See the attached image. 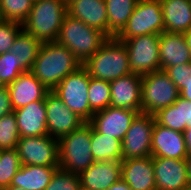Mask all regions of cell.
<instances>
[{"instance_id":"obj_46","label":"cell","mask_w":191,"mask_h":190,"mask_svg":"<svg viewBox=\"0 0 191 190\" xmlns=\"http://www.w3.org/2000/svg\"><path fill=\"white\" fill-rule=\"evenodd\" d=\"M184 190H191V186L189 185V186L186 187Z\"/></svg>"},{"instance_id":"obj_31","label":"cell","mask_w":191,"mask_h":190,"mask_svg":"<svg viewBox=\"0 0 191 190\" xmlns=\"http://www.w3.org/2000/svg\"><path fill=\"white\" fill-rule=\"evenodd\" d=\"M21 166V159L16 148L0 150V189L10 186L12 178Z\"/></svg>"},{"instance_id":"obj_11","label":"cell","mask_w":191,"mask_h":190,"mask_svg":"<svg viewBox=\"0 0 191 190\" xmlns=\"http://www.w3.org/2000/svg\"><path fill=\"white\" fill-rule=\"evenodd\" d=\"M155 117L139 113L122 140V161L152 156L151 142Z\"/></svg>"},{"instance_id":"obj_40","label":"cell","mask_w":191,"mask_h":190,"mask_svg":"<svg viewBox=\"0 0 191 190\" xmlns=\"http://www.w3.org/2000/svg\"><path fill=\"white\" fill-rule=\"evenodd\" d=\"M184 138L188 155H191V126L185 129Z\"/></svg>"},{"instance_id":"obj_2","label":"cell","mask_w":191,"mask_h":190,"mask_svg":"<svg viewBox=\"0 0 191 190\" xmlns=\"http://www.w3.org/2000/svg\"><path fill=\"white\" fill-rule=\"evenodd\" d=\"M83 66L92 78L109 82L132 73L126 46L116 37L107 38Z\"/></svg>"},{"instance_id":"obj_43","label":"cell","mask_w":191,"mask_h":190,"mask_svg":"<svg viewBox=\"0 0 191 190\" xmlns=\"http://www.w3.org/2000/svg\"><path fill=\"white\" fill-rule=\"evenodd\" d=\"M3 190H25V189L18 187V186H8V187L4 188Z\"/></svg>"},{"instance_id":"obj_41","label":"cell","mask_w":191,"mask_h":190,"mask_svg":"<svg viewBox=\"0 0 191 190\" xmlns=\"http://www.w3.org/2000/svg\"><path fill=\"white\" fill-rule=\"evenodd\" d=\"M183 37H184L187 47L189 48V50L191 52V29L187 32H184Z\"/></svg>"},{"instance_id":"obj_7","label":"cell","mask_w":191,"mask_h":190,"mask_svg":"<svg viewBox=\"0 0 191 190\" xmlns=\"http://www.w3.org/2000/svg\"><path fill=\"white\" fill-rule=\"evenodd\" d=\"M90 77L88 70L82 65L64 78L53 90L64 104L85 122H89L95 113L88 102Z\"/></svg>"},{"instance_id":"obj_32","label":"cell","mask_w":191,"mask_h":190,"mask_svg":"<svg viewBox=\"0 0 191 190\" xmlns=\"http://www.w3.org/2000/svg\"><path fill=\"white\" fill-rule=\"evenodd\" d=\"M20 132L14 111L0 118V150L17 147Z\"/></svg>"},{"instance_id":"obj_10","label":"cell","mask_w":191,"mask_h":190,"mask_svg":"<svg viewBox=\"0 0 191 190\" xmlns=\"http://www.w3.org/2000/svg\"><path fill=\"white\" fill-rule=\"evenodd\" d=\"M16 149L22 165L59 167V142L49 135L20 137Z\"/></svg>"},{"instance_id":"obj_3","label":"cell","mask_w":191,"mask_h":190,"mask_svg":"<svg viewBox=\"0 0 191 190\" xmlns=\"http://www.w3.org/2000/svg\"><path fill=\"white\" fill-rule=\"evenodd\" d=\"M67 14L63 0H34L23 30L42 42L56 41Z\"/></svg>"},{"instance_id":"obj_20","label":"cell","mask_w":191,"mask_h":190,"mask_svg":"<svg viewBox=\"0 0 191 190\" xmlns=\"http://www.w3.org/2000/svg\"><path fill=\"white\" fill-rule=\"evenodd\" d=\"M14 113L20 137L48 135L45 101H33Z\"/></svg>"},{"instance_id":"obj_23","label":"cell","mask_w":191,"mask_h":190,"mask_svg":"<svg viewBox=\"0 0 191 190\" xmlns=\"http://www.w3.org/2000/svg\"><path fill=\"white\" fill-rule=\"evenodd\" d=\"M164 31L184 33L191 29V0H160Z\"/></svg>"},{"instance_id":"obj_45","label":"cell","mask_w":191,"mask_h":190,"mask_svg":"<svg viewBox=\"0 0 191 190\" xmlns=\"http://www.w3.org/2000/svg\"><path fill=\"white\" fill-rule=\"evenodd\" d=\"M4 87H6L3 83H2V81L0 80V89L1 88H4Z\"/></svg>"},{"instance_id":"obj_44","label":"cell","mask_w":191,"mask_h":190,"mask_svg":"<svg viewBox=\"0 0 191 190\" xmlns=\"http://www.w3.org/2000/svg\"><path fill=\"white\" fill-rule=\"evenodd\" d=\"M66 7H68L72 2L76 1V0H63Z\"/></svg>"},{"instance_id":"obj_1","label":"cell","mask_w":191,"mask_h":190,"mask_svg":"<svg viewBox=\"0 0 191 190\" xmlns=\"http://www.w3.org/2000/svg\"><path fill=\"white\" fill-rule=\"evenodd\" d=\"M82 65L68 48L51 41L43 42L30 71L48 91H53L64 78Z\"/></svg>"},{"instance_id":"obj_16","label":"cell","mask_w":191,"mask_h":190,"mask_svg":"<svg viewBox=\"0 0 191 190\" xmlns=\"http://www.w3.org/2000/svg\"><path fill=\"white\" fill-rule=\"evenodd\" d=\"M142 76L130 73L109 82L110 107L133 109L141 112Z\"/></svg>"},{"instance_id":"obj_6","label":"cell","mask_w":191,"mask_h":190,"mask_svg":"<svg viewBox=\"0 0 191 190\" xmlns=\"http://www.w3.org/2000/svg\"><path fill=\"white\" fill-rule=\"evenodd\" d=\"M180 96L177 86L164 70L143 75L141 81V113L155 115L172 105Z\"/></svg>"},{"instance_id":"obj_30","label":"cell","mask_w":191,"mask_h":190,"mask_svg":"<svg viewBox=\"0 0 191 190\" xmlns=\"http://www.w3.org/2000/svg\"><path fill=\"white\" fill-rule=\"evenodd\" d=\"M111 89L109 81L90 77L88 87V102L94 111L104 110L110 106Z\"/></svg>"},{"instance_id":"obj_29","label":"cell","mask_w":191,"mask_h":190,"mask_svg":"<svg viewBox=\"0 0 191 190\" xmlns=\"http://www.w3.org/2000/svg\"><path fill=\"white\" fill-rule=\"evenodd\" d=\"M34 0H0V20L23 24L29 16Z\"/></svg>"},{"instance_id":"obj_36","label":"cell","mask_w":191,"mask_h":190,"mask_svg":"<svg viewBox=\"0 0 191 190\" xmlns=\"http://www.w3.org/2000/svg\"><path fill=\"white\" fill-rule=\"evenodd\" d=\"M164 71L180 92L185 87V83L191 79V62L173 67H166Z\"/></svg>"},{"instance_id":"obj_38","label":"cell","mask_w":191,"mask_h":190,"mask_svg":"<svg viewBox=\"0 0 191 190\" xmlns=\"http://www.w3.org/2000/svg\"><path fill=\"white\" fill-rule=\"evenodd\" d=\"M180 97L191 101V79L185 83V87L180 91Z\"/></svg>"},{"instance_id":"obj_18","label":"cell","mask_w":191,"mask_h":190,"mask_svg":"<svg viewBox=\"0 0 191 190\" xmlns=\"http://www.w3.org/2000/svg\"><path fill=\"white\" fill-rule=\"evenodd\" d=\"M121 179L131 190H156L153 157L131 158L122 161Z\"/></svg>"},{"instance_id":"obj_22","label":"cell","mask_w":191,"mask_h":190,"mask_svg":"<svg viewBox=\"0 0 191 190\" xmlns=\"http://www.w3.org/2000/svg\"><path fill=\"white\" fill-rule=\"evenodd\" d=\"M160 70L191 62V52L186 45L183 33L163 31L159 40Z\"/></svg>"},{"instance_id":"obj_12","label":"cell","mask_w":191,"mask_h":190,"mask_svg":"<svg viewBox=\"0 0 191 190\" xmlns=\"http://www.w3.org/2000/svg\"><path fill=\"white\" fill-rule=\"evenodd\" d=\"M45 106L48 135L54 139L59 140L86 123L71 111L53 91L46 94Z\"/></svg>"},{"instance_id":"obj_25","label":"cell","mask_w":191,"mask_h":190,"mask_svg":"<svg viewBox=\"0 0 191 190\" xmlns=\"http://www.w3.org/2000/svg\"><path fill=\"white\" fill-rule=\"evenodd\" d=\"M58 168L22 165L12 178L10 186H18L25 190H44Z\"/></svg>"},{"instance_id":"obj_26","label":"cell","mask_w":191,"mask_h":190,"mask_svg":"<svg viewBox=\"0 0 191 190\" xmlns=\"http://www.w3.org/2000/svg\"><path fill=\"white\" fill-rule=\"evenodd\" d=\"M139 0H104L107 8L108 38L116 37L125 27Z\"/></svg>"},{"instance_id":"obj_28","label":"cell","mask_w":191,"mask_h":190,"mask_svg":"<svg viewBox=\"0 0 191 190\" xmlns=\"http://www.w3.org/2000/svg\"><path fill=\"white\" fill-rule=\"evenodd\" d=\"M42 44L41 40L22 30L15 38L9 52L30 71Z\"/></svg>"},{"instance_id":"obj_42","label":"cell","mask_w":191,"mask_h":190,"mask_svg":"<svg viewBox=\"0 0 191 190\" xmlns=\"http://www.w3.org/2000/svg\"><path fill=\"white\" fill-rule=\"evenodd\" d=\"M186 164H187V172H188V179H189V185L191 186V155H188L185 158Z\"/></svg>"},{"instance_id":"obj_17","label":"cell","mask_w":191,"mask_h":190,"mask_svg":"<svg viewBox=\"0 0 191 190\" xmlns=\"http://www.w3.org/2000/svg\"><path fill=\"white\" fill-rule=\"evenodd\" d=\"M122 160L95 161L80 174L81 190H105L121 179Z\"/></svg>"},{"instance_id":"obj_21","label":"cell","mask_w":191,"mask_h":190,"mask_svg":"<svg viewBox=\"0 0 191 190\" xmlns=\"http://www.w3.org/2000/svg\"><path fill=\"white\" fill-rule=\"evenodd\" d=\"M67 14L99 30L108 38L107 8L104 0H76L67 7Z\"/></svg>"},{"instance_id":"obj_14","label":"cell","mask_w":191,"mask_h":190,"mask_svg":"<svg viewBox=\"0 0 191 190\" xmlns=\"http://www.w3.org/2000/svg\"><path fill=\"white\" fill-rule=\"evenodd\" d=\"M156 190H184L189 186L185 159L153 157Z\"/></svg>"},{"instance_id":"obj_33","label":"cell","mask_w":191,"mask_h":190,"mask_svg":"<svg viewBox=\"0 0 191 190\" xmlns=\"http://www.w3.org/2000/svg\"><path fill=\"white\" fill-rule=\"evenodd\" d=\"M28 70L10 52L0 54V80L7 86L14 82L18 76Z\"/></svg>"},{"instance_id":"obj_35","label":"cell","mask_w":191,"mask_h":190,"mask_svg":"<svg viewBox=\"0 0 191 190\" xmlns=\"http://www.w3.org/2000/svg\"><path fill=\"white\" fill-rule=\"evenodd\" d=\"M22 30V24L7 20H0V54L9 52L15 38Z\"/></svg>"},{"instance_id":"obj_5","label":"cell","mask_w":191,"mask_h":190,"mask_svg":"<svg viewBox=\"0 0 191 190\" xmlns=\"http://www.w3.org/2000/svg\"><path fill=\"white\" fill-rule=\"evenodd\" d=\"M91 136L92 126L86 122L58 140L60 169L80 175L95 162L91 151Z\"/></svg>"},{"instance_id":"obj_4","label":"cell","mask_w":191,"mask_h":190,"mask_svg":"<svg viewBox=\"0 0 191 190\" xmlns=\"http://www.w3.org/2000/svg\"><path fill=\"white\" fill-rule=\"evenodd\" d=\"M106 39L107 37L99 30L66 14L56 42L68 48L83 64Z\"/></svg>"},{"instance_id":"obj_37","label":"cell","mask_w":191,"mask_h":190,"mask_svg":"<svg viewBox=\"0 0 191 190\" xmlns=\"http://www.w3.org/2000/svg\"><path fill=\"white\" fill-rule=\"evenodd\" d=\"M7 87L0 89V118L13 112Z\"/></svg>"},{"instance_id":"obj_15","label":"cell","mask_w":191,"mask_h":190,"mask_svg":"<svg viewBox=\"0 0 191 190\" xmlns=\"http://www.w3.org/2000/svg\"><path fill=\"white\" fill-rule=\"evenodd\" d=\"M152 157L185 159L188 156L184 133L174 131L158 124L155 125L151 142Z\"/></svg>"},{"instance_id":"obj_34","label":"cell","mask_w":191,"mask_h":190,"mask_svg":"<svg viewBox=\"0 0 191 190\" xmlns=\"http://www.w3.org/2000/svg\"><path fill=\"white\" fill-rule=\"evenodd\" d=\"M44 190H81L80 175L58 168Z\"/></svg>"},{"instance_id":"obj_39","label":"cell","mask_w":191,"mask_h":190,"mask_svg":"<svg viewBox=\"0 0 191 190\" xmlns=\"http://www.w3.org/2000/svg\"><path fill=\"white\" fill-rule=\"evenodd\" d=\"M105 190H131L125 181L120 179Z\"/></svg>"},{"instance_id":"obj_8","label":"cell","mask_w":191,"mask_h":190,"mask_svg":"<svg viewBox=\"0 0 191 190\" xmlns=\"http://www.w3.org/2000/svg\"><path fill=\"white\" fill-rule=\"evenodd\" d=\"M164 21L160 0H139L123 30L116 36L120 41L136 36L161 34Z\"/></svg>"},{"instance_id":"obj_13","label":"cell","mask_w":191,"mask_h":190,"mask_svg":"<svg viewBox=\"0 0 191 190\" xmlns=\"http://www.w3.org/2000/svg\"><path fill=\"white\" fill-rule=\"evenodd\" d=\"M141 112L117 107H107L95 112L88 122L98 133L123 140L135 117Z\"/></svg>"},{"instance_id":"obj_24","label":"cell","mask_w":191,"mask_h":190,"mask_svg":"<svg viewBox=\"0 0 191 190\" xmlns=\"http://www.w3.org/2000/svg\"><path fill=\"white\" fill-rule=\"evenodd\" d=\"M154 117L158 124L184 133L191 126V101L179 96L172 105L160 110Z\"/></svg>"},{"instance_id":"obj_9","label":"cell","mask_w":191,"mask_h":190,"mask_svg":"<svg viewBox=\"0 0 191 190\" xmlns=\"http://www.w3.org/2000/svg\"><path fill=\"white\" fill-rule=\"evenodd\" d=\"M159 40L160 34H149L122 41L132 73L143 76L160 70Z\"/></svg>"},{"instance_id":"obj_27","label":"cell","mask_w":191,"mask_h":190,"mask_svg":"<svg viewBox=\"0 0 191 190\" xmlns=\"http://www.w3.org/2000/svg\"><path fill=\"white\" fill-rule=\"evenodd\" d=\"M91 151L95 161L122 160V141L92 127Z\"/></svg>"},{"instance_id":"obj_19","label":"cell","mask_w":191,"mask_h":190,"mask_svg":"<svg viewBox=\"0 0 191 190\" xmlns=\"http://www.w3.org/2000/svg\"><path fill=\"white\" fill-rule=\"evenodd\" d=\"M6 87L13 110L22 108L33 101H45L46 94L49 92L31 71L21 73Z\"/></svg>"}]
</instances>
